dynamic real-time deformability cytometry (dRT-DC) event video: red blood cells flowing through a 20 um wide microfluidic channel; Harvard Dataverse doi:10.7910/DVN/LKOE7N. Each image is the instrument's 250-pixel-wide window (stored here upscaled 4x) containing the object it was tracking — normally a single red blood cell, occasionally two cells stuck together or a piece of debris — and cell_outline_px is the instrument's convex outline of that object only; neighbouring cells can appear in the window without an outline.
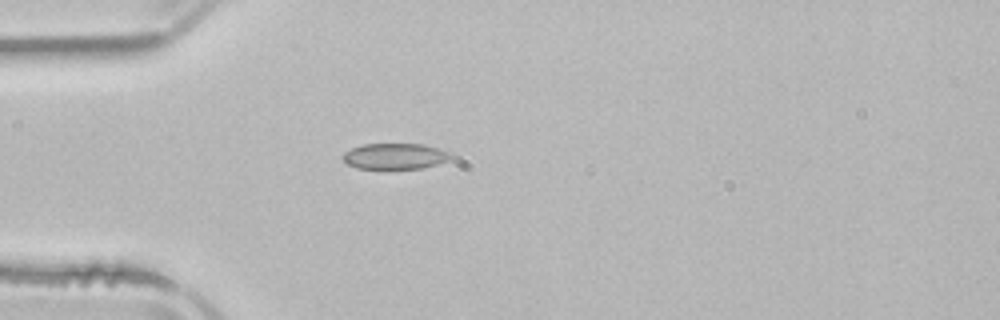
{"species": "common noctule bat (a hibernating species)", "species_latin": "Nyctalus noctula", "temperature_condition": "room temperature", "stored_images_in_passage": 1, "camera_frame_rate_fps": 3000, "um_per_image_px": 0.085, "animal": {"sex": "male", "body_mass_g": 21.5, "forearm_length_mm": 52.0}, "frame": {"image": 1, "passage_image": 1, "time_ms": 0.0, "image_size_px": [1000, 320], "cell_outline_px": [[456, 156], [448, 160], [436, 164], [420, 168], [356, 168], [348, 164], [340, 156], [344, 152], [352, 148], [364, 144], [424, 144], [448, 152]], "centroid_in_image_um": [33.56, 13.27], "position_along_channel_um": 51.4, "area_um2": 16.13}}